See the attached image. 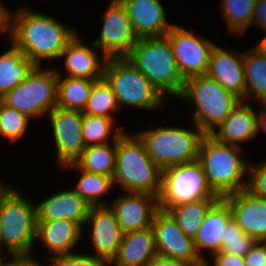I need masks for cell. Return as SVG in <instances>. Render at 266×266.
<instances>
[{
  "label": "cell",
  "mask_w": 266,
  "mask_h": 266,
  "mask_svg": "<svg viewBox=\"0 0 266 266\" xmlns=\"http://www.w3.org/2000/svg\"><path fill=\"white\" fill-rule=\"evenodd\" d=\"M21 7H16L15 11L8 9L6 40L19 48L36 66L44 67L46 64L50 67L53 61L59 60L60 54L78 30L76 26L66 25L53 15L29 6Z\"/></svg>",
  "instance_id": "cell-1"
},
{
  "label": "cell",
  "mask_w": 266,
  "mask_h": 266,
  "mask_svg": "<svg viewBox=\"0 0 266 266\" xmlns=\"http://www.w3.org/2000/svg\"><path fill=\"white\" fill-rule=\"evenodd\" d=\"M12 186L0 201L2 252L13 259H36V203ZM33 201V202H32ZM34 203V204H33ZM34 250V251H33ZM34 252V253H33ZM33 254H37L36 256Z\"/></svg>",
  "instance_id": "cell-2"
},
{
  "label": "cell",
  "mask_w": 266,
  "mask_h": 266,
  "mask_svg": "<svg viewBox=\"0 0 266 266\" xmlns=\"http://www.w3.org/2000/svg\"><path fill=\"white\" fill-rule=\"evenodd\" d=\"M243 151L242 147L221 143L211 135L201 139L197 160L219 198L245 189L250 161L244 159Z\"/></svg>",
  "instance_id": "cell-3"
},
{
  "label": "cell",
  "mask_w": 266,
  "mask_h": 266,
  "mask_svg": "<svg viewBox=\"0 0 266 266\" xmlns=\"http://www.w3.org/2000/svg\"><path fill=\"white\" fill-rule=\"evenodd\" d=\"M131 132V133H130ZM124 131L117 138L114 186L127 193L160 195L162 169L151 159L146 146L133 131Z\"/></svg>",
  "instance_id": "cell-4"
},
{
  "label": "cell",
  "mask_w": 266,
  "mask_h": 266,
  "mask_svg": "<svg viewBox=\"0 0 266 266\" xmlns=\"http://www.w3.org/2000/svg\"><path fill=\"white\" fill-rule=\"evenodd\" d=\"M126 58L168 101L180 96L185 80L166 36L138 39Z\"/></svg>",
  "instance_id": "cell-5"
},
{
  "label": "cell",
  "mask_w": 266,
  "mask_h": 266,
  "mask_svg": "<svg viewBox=\"0 0 266 266\" xmlns=\"http://www.w3.org/2000/svg\"><path fill=\"white\" fill-rule=\"evenodd\" d=\"M191 106L192 119L205 135H210L242 101L207 75L186 79L177 98ZM185 101V102H184Z\"/></svg>",
  "instance_id": "cell-6"
},
{
  "label": "cell",
  "mask_w": 266,
  "mask_h": 266,
  "mask_svg": "<svg viewBox=\"0 0 266 266\" xmlns=\"http://www.w3.org/2000/svg\"><path fill=\"white\" fill-rule=\"evenodd\" d=\"M103 77L111 85L117 104L126 108L160 113L168 100L126 57L108 58Z\"/></svg>",
  "instance_id": "cell-7"
},
{
  "label": "cell",
  "mask_w": 266,
  "mask_h": 266,
  "mask_svg": "<svg viewBox=\"0 0 266 266\" xmlns=\"http://www.w3.org/2000/svg\"><path fill=\"white\" fill-rule=\"evenodd\" d=\"M191 123L193 128L158 124L153 128L136 130L135 133L144 142L151 159L164 169L197 160L199 145L205 134L194 122Z\"/></svg>",
  "instance_id": "cell-8"
},
{
  "label": "cell",
  "mask_w": 266,
  "mask_h": 266,
  "mask_svg": "<svg viewBox=\"0 0 266 266\" xmlns=\"http://www.w3.org/2000/svg\"><path fill=\"white\" fill-rule=\"evenodd\" d=\"M58 75L52 67L36 66L18 86L6 93L3 103L31 119L46 117L57 100Z\"/></svg>",
  "instance_id": "cell-9"
},
{
  "label": "cell",
  "mask_w": 266,
  "mask_h": 266,
  "mask_svg": "<svg viewBox=\"0 0 266 266\" xmlns=\"http://www.w3.org/2000/svg\"><path fill=\"white\" fill-rule=\"evenodd\" d=\"M218 198L198 160L162 169L159 209L168 211L176 205Z\"/></svg>",
  "instance_id": "cell-10"
},
{
  "label": "cell",
  "mask_w": 266,
  "mask_h": 266,
  "mask_svg": "<svg viewBox=\"0 0 266 266\" xmlns=\"http://www.w3.org/2000/svg\"><path fill=\"white\" fill-rule=\"evenodd\" d=\"M196 33V34H195ZM172 47L178 69L184 80L206 75L213 47L211 39L175 24L165 35Z\"/></svg>",
  "instance_id": "cell-11"
},
{
  "label": "cell",
  "mask_w": 266,
  "mask_h": 266,
  "mask_svg": "<svg viewBox=\"0 0 266 266\" xmlns=\"http://www.w3.org/2000/svg\"><path fill=\"white\" fill-rule=\"evenodd\" d=\"M107 8L99 19L100 34L92 41L107 58L127 57L138 41L126 7L120 0H108Z\"/></svg>",
  "instance_id": "cell-12"
},
{
  "label": "cell",
  "mask_w": 266,
  "mask_h": 266,
  "mask_svg": "<svg viewBox=\"0 0 266 266\" xmlns=\"http://www.w3.org/2000/svg\"><path fill=\"white\" fill-rule=\"evenodd\" d=\"M47 117L52 130V144L55 147V163L61 168L74 162L86 147L81 129L83 112L55 107Z\"/></svg>",
  "instance_id": "cell-13"
},
{
  "label": "cell",
  "mask_w": 266,
  "mask_h": 266,
  "mask_svg": "<svg viewBox=\"0 0 266 266\" xmlns=\"http://www.w3.org/2000/svg\"><path fill=\"white\" fill-rule=\"evenodd\" d=\"M156 248L161 257L182 261L189 266H204L194 240L186 236L168 211L159 209L153 219Z\"/></svg>",
  "instance_id": "cell-14"
},
{
  "label": "cell",
  "mask_w": 266,
  "mask_h": 266,
  "mask_svg": "<svg viewBox=\"0 0 266 266\" xmlns=\"http://www.w3.org/2000/svg\"><path fill=\"white\" fill-rule=\"evenodd\" d=\"M82 232L84 240L87 237L85 233L90 232L86 241L93 247H89L90 252L85 248L87 253L110 262L115 257L124 234L110 206H91Z\"/></svg>",
  "instance_id": "cell-15"
},
{
  "label": "cell",
  "mask_w": 266,
  "mask_h": 266,
  "mask_svg": "<svg viewBox=\"0 0 266 266\" xmlns=\"http://www.w3.org/2000/svg\"><path fill=\"white\" fill-rule=\"evenodd\" d=\"M80 32L66 45L59 59L64 58L63 70L54 67L58 76L99 80L103 78L107 57L92 43L87 44ZM91 46V47H90ZM65 73V75H64Z\"/></svg>",
  "instance_id": "cell-16"
},
{
  "label": "cell",
  "mask_w": 266,
  "mask_h": 266,
  "mask_svg": "<svg viewBox=\"0 0 266 266\" xmlns=\"http://www.w3.org/2000/svg\"><path fill=\"white\" fill-rule=\"evenodd\" d=\"M109 206L114 211L123 233L142 230L152 226L159 210L158 196L148 193H121Z\"/></svg>",
  "instance_id": "cell-17"
},
{
  "label": "cell",
  "mask_w": 266,
  "mask_h": 266,
  "mask_svg": "<svg viewBox=\"0 0 266 266\" xmlns=\"http://www.w3.org/2000/svg\"><path fill=\"white\" fill-rule=\"evenodd\" d=\"M221 46L216 44L213 47L206 75L246 101L244 52L240 53L229 46Z\"/></svg>",
  "instance_id": "cell-18"
},
{
  "label": "cell",
  "mask_w": 266,
  "mask_h": 266,
  "mask_svg": "<svg viewBox=\"0 0 266 266\" xmlns=\"http://www.w3.org/2000/svg\"><path fill=\"white\" fill-rule=\"evenodd\" d=\"M239 228L257 242L266 241V199L245 189L223 197Z\"/></svg>",
  "instance_id": "cell-19"
},
{
  "label": "cell",
  "mask_w": 266,
  "mask_h": 266,
  "mask_svg": "<svg viewBox=\"0 0 266 266\" xmlns=\"http://www.w3.org/2000/svg\"><path fill=\"white\" fill-rule=\"evenodd\" d=\"M82 231L83 228L78 223L67 219L37 221L35 243L42 244L44 252H48L44 262H51L58 256L78 251L76 246L82 243Z\"/></svg>",
  "instance_id": "cell-20"
},
{
  "label": "cell",
  "mask_w": 266,
  "mask_h": 266,
  "mask_svg": "<svg viewBox=\"0 0 266 266\" xmlns=\"http://www.w3.org/2000/svg\"><path fill=\"white\" fill-rule=\"evenodd\" d=\"M138 39L163 37L175 25L168 22L162 0H120ZM163 4V5H162Z\"/></svg>",
  "instance_id": "cell-21"
},
{
  "label": "cell",
  "mask_w": 266,
  "mask_h": 266,
  "mask_svg": "<svg viewBox=\"0 0 266 266\" xmlns=\"http://www.w3.org/2000/svg\"><path fill=\"white\" fill-rule=\"evenodd\" d=\"M89 209L87 202L72 187L60 188L36 203L37 221L67 219L83 228Z\"/></svg>",
  "instance_id": "cell-22"
},
{
  "label": "cell",
  "mask_w": 266,
  "mask_h": 266,
  "mask_svg": "<svg viewBox=\"0 0 266 266\" xmlns=\"http://www.w3.org/2000/svg\"><path fill=\"white\" fill-rule=\"evenodd\" d=\"M232 218L229 204L224 198H218L208 209L196 236L194 246L203 262L221 250L227 223ZM207 253V254H206Z\"/></svg>",
  "instance_id": "cell-23"
},
{
  "label": "cell",
  "mask_w": 266,
  "mask_h": 266,
  "mask_svg": "<svg viewBox=\"0 0 266 266\" xmlns=\"http://www.w3.org/2000/svg\"><path fill=\"white\" fill-rule=\"evenodd\" d=\"M242 100L210 135L225 144L242 146V143L257 138L256 106Z\"/></svg>",
  "instance_id": "cell-24"
},
{
  "label": "cell",
  "mask_w": 266,
  "mask_h": 266,
  "mask_svg": "<svg viewBox=\"0 0 266 266\" xmlns=\"http://www.w3.org/2000/svg\"><path fill=\"white\" fill-rule=\"evenodd\" d=\"M158 255L153 227L126 232L111 266H145Z\"/></svg>",
  "instance_id": "cell-25"
},
{
  "label": "cell",
  "mask_w": 266,
  "mask_h": 266,
  "mask_svg": "<svg viewBox=\"0 0 266 266\" xmlns=\"http://www.w3.org/2000/svg\"><path fill=\"white\" fill-rule=\"evenodd\" d=\"M7 48L0 52V98L18 86L36 65L9 40ZM5 50V51H4Z\"/></svg>",
  "instance_id": "cell-26"
},
{
  "label": "cell",
  "mask_w": 266,
  "mask_h": 266,
  "mask_svg": "<svg viewBox=\"0 0 266 266\" xmlns=\"http://www.w3.org/2000/svg\"><path fill=\"white\" fill-rule=\"evenodd\" d=\"M61 169H67L66 171L73 170L75 173L78 172V181L73 186V189L90 207L109 206L110 202H108V198L105 201L104 196L109 195L110 191L113 193L114 189L116 191L112 177L84 171L74 162L63 165Z\"/></svg>",
  "instance_id": "cell-27"
},
{
  "label": "cell",
  "mask_w": 266,
  "mask_h": 266,
  "mask_svg": "<svg viewBox=\"0 0 266 266\" xmlns=\"http://www.w3.org/2000/svg\"><path fill=\"white\" fill-rule=\"evenodd\" d=\"M246 101L266 104V52L257 44L244 52Z\"/></svg>",
  "instance_id": "cell-28"
},
{
  "label": "cell",
  "mask_w": 266,
  "mask_h": 266,
  "mask_svg": "<svg viewBox=\"0 0 266 266\" xmlns=\"http://www.w3.org/2000/svg\"><path fill=\"white\" fill-rule=\"evenodd\" d=\"M117 139L102 145L85 147L74 163L84 171L113 178L116 168Z\"/></svg>",
  "instance_id": "cell-29"
},
{
  "label": "cell",
  "mask_w": 266,
  "mask_h": 266,
  "mask_svg": "<svg viewBox=\"0 0 266 266\" xmlns=\"http://www.w3.org/2000/svg\"><path fill=\"white\" fill-rule=\"evenodd\" d=\"M97 80L58 76L56 107L83 111Z\"/></svg>",
  "instance_id": "cell-30"
},
{
  "label": "cell",
  "mask_w": 266,
  "mask_h": 266,
  "mask_svg": "<svg viewBox=\"0 0 266 266\" xmlns=\"http://www.w3.org/2000/svg\"><path fill=\"white\" fill-rule=\"evenodd\" d=\"M256 0H221L218 9L223 23L226 24V33L243 36L251 27Z\"/></svg>",
  "instance_id": "cell-31"
},
{
  "label": "cell",
  "mask_w": 266,
  "mask_h": 266,
  "mask_svg": "<svg viewBox=\"0 0 266 266\" xmlns=\"http://www.w3.org/2000/svg\"><path fill=\"white\" fill-rule=\"evenodd\" d=\"M116 123L113 118L83 113L81 129L85 146L115 141L125 131L124 125Z\"/></svg>",
  "instance_id": "cell-32"
},
{
  "label": "cell",
  "mask_w": 266,
  "mask_h": 266,
  "mask_svg": "<svg viewBox=\"0 0 266 266\" xmlns=\"http://www.w3.org/2000/svg\"><path fill=\"white\" fill-rule=\"evenodd\" d=\"M216 200L203 199L176 205L170 208L168 212L176 220L183 233L194 239L205 219L208 209Z\"/></svg>",
  "instance_id": "cell-33"
},
{
  "label": "cell",
  "mask_w": 266,
  "mask_h": 266,
  "mask_svg": "<svg viewBox=\"0 0 266 266\" xmlns=\"http://www.w3.org/2000/svg\"><path fill=\"white\" fill-rule=\"evenodd\" d=\"M120 110L115 94L113 93L111 85L103 77L97 80L87 100L83 113L113 118L117 121V114ZM116 116H115V115Z\"/></svg>",
  "instance_id": "cell-34"
},
{
  "label": "cell",
  "mask_w": 266,
  "mask_h": 266,
  "mask_svg": "<svg viewBox=\"0 0 266 266\" xmlns=\"http://www.w3.org/2000/svg\"><path fill=\"white\" fill-rule=\"evenodd\" d=\"M29 123L31 118L28 115L5 105L1 99L0 142L4 140L11 145L23 139L28 133Z\"/></svg>",
  "instance_id": "cell-35"
},
{
  "label": "cell",
  "mask_w": 266,
  "mask_h": 266,
  "mask_svg": "<svg viewBox=\"0 0 266 266\" xmlns=\"http://www.w3.org/2000/svg\"><path fill=\"white\" fill-rule=\"evenodd\" d=\"M256 241L246 235L231 218L227 223L224 241L221 244V252H228L243 257Z\"/></svg>",
  "instance_id": "cell-36"
},
{
  "label": "cell",
  "mask_w": 266,
  "mask_h": 266,
  "mask_svg": "<svg viewBox=\"0 0 266 266\" xmlns=\"http://www.w3.org/2000/svg\"><path fill=\"white\" fill-rule=\"evenodd\" d=\"M245 190L266 199V159L255 163L250 160Z\"/></svg>",
  "instance_id": "cell-37"
},
{
  "label": "cell",
  "mask_w": 266,
  "mask_h": 266,
  "mask_svg": "<svg viewBox=\"0 0 266 266\" xmlns=\"http://www.w3.org/2000/svg\"><path fill=\"white\" fill-rule=\"evenodd\" d=\"M79 251L58 256L51 263L54 266H111L110 261L102 257Z\"/></svg>",
  "instance_id": "cell-38"
},
{
  "label": "cell",
  "mask_w": 266,
  "mask_h": 266,
  "mask_svg": "<svg viewBox=\"0 0 266 266\" xmlns=\"http://www.w3.org/2000/svg\"><path fill=\"white\" fill-rule=\"evenodd\" d=\"M243 257L244 266H266V241H256Z\"/></svg>",
  "instance_id": "cell-39"
},
{
  "label": "cell",
  "mask_w": 266,
  "mask_h": 266,
  "mask_svg": "<svg viewBox=\"0 0 266 266\" xmlns=\"http://www.w3.org/2000/svg\"><path fill=\"white\" fill-rule=\"evenodd\" d=\"M209 258L211 260L207 259L204 266H244V257L228 252L219 251L212 256L209 255Z\"/></svg>",
  "instance_id": "cell-40"
},
{
  "label": "cell",
  "mask_w": 266,
  "mask_h": 266,
  "mask_svg": "<svg viewBox=\"0 0 266 266\" xmlns=\"http://www.w3.org/2000/svg\"><path fill=\"white\" fill-rule=\"evenodd\" d=\"M257 27L264 34L266 33V0H256L251 27Z\"/></svg>",
  "instance_id": "cell-41"
},
{
  "label": "cell",
  "mask_w": 266,
  "mask_h": 266,
  "mask_svg": "<svg viewBox=\"0 0 266 266\" xmlns=\"http://www.w3.org/2000/svg\"><path fill=\"white\" fill-rule=\"evenodd\" d=\"M145 266H189L188 264L174 259L161 257L159 255L152 258Z\"/></svg>",
  "instance_id": "cell-42"
},
{
  "label": "cell",
  "mask_w": 266,
  "mask_h": 266,
  "mask_svg": "<svg viewBox=\"0 0 266 266\" xmlns=\"http://www.w3.org/2000/svg\"><path fill=\"white\" fill-rule=\"evenodd\" d=\"M259 105V106H257ZM258 107L256 109L257 113V136L260 134L259 132H266V104H256ZM260 108V109H259Z\"/></svg>",
  "instance_id": "cell-43"
},
{
  "label": "cell",
  "mask_w": 266,
  "mask_h": 266,
  "mask_svg": "<svg viewBox=\"0 0 266 266\" xmlns=\"http://www.w3.org/2000/svg\"><path fill=\"white\" fill-rule=\"evenodd\" d=\"M8 9L9 7L0 0V35L7 34L8 25Z\"/></svg>",
  "instance_id": "cell-44"
},
{
  "label": "cell",
  "mask_w": 266,
  "mask_h": 266,
  "mask_svg": "<svg viewBox=\"0 0 266 266\" xmlns=\"http://www.w3.org/2000/svg\"><path fill=\"white\" fill-rule=\"evenodd\" d=\"M32 259H14L12 266H54L50 261L46 264Z\"/></svg>",
  "instance_id": "cell-45"
},
{
  "label": "cell",
  "mask_w": 266,
  "mask_h": 266,
  "mask_svg": "<svg viewBox=\"0 0 266 266\" xmlns=\"http://www.w3.org/2000/svg\"><path fill=\"white\" fill-rule=\"evenodd\" d=\"M1 181L2 180L0 179V201H1V198L7 193V191L13 186L11 184H7Z\"/></svg>",
  "instance_id": "cell-46"
},
{
  "label": "cell",
  "mask_w": 266,
  "mask_h": 266,
  "mask_svg": "<svg viewBox=\"0 0 266 266\" xmlns=\"http://www.w3.org/2000/svg\"><path fill=\"white\" fill-rule=\"evenodd\" d=\"M7 255H4L1 259H0V266H12L14 259L9 257Z\"/></svg>",
  "instance_id": "cell-47"
},
{
  "label": "cell",
  "mask_w": 266,
  "mask_h": 266,
  "mask_svg": "<svg viewBox=\"0 0 266 266\" xmlns=\"http://www.w3.org/2000/svg\"><path fill=\"white\" fill-rule=\"evenodd\" d=\"M262 37L264 38L260 39V41L256 44H258L266 52V33Z\"/></svg>",
  "instance_id": "cell-48"
},
{
  "label": "cell",
  "mask_w": 266,
  "mask_h": 266,
  "mask_svg": "<svg viewBox=\"0 0 266 266\" xmlns=\"http://www.w3.org/2000/svg\"><path fill=\"white\" fill-rule=\"evenodd\" d=\"M0 250L2 251V236H1V230H0Z\"/></svg>",
  "instance_id": "cell-49"
},
{
  "label": "cell",
  "mask_w": 266,
  "mask_h": 266,
  "mask_svg": "<svg viewBox=\"0 0 266 266\" xmlns=\"http://www.w3.org/2000/svg\"><path fill=\"white\" fill-rule=\"evenodd\" d=\"M5 254L0 250V259L4 256Z\"/></svg>",
  "instance_id": "cell-50"
}]
</instances>
